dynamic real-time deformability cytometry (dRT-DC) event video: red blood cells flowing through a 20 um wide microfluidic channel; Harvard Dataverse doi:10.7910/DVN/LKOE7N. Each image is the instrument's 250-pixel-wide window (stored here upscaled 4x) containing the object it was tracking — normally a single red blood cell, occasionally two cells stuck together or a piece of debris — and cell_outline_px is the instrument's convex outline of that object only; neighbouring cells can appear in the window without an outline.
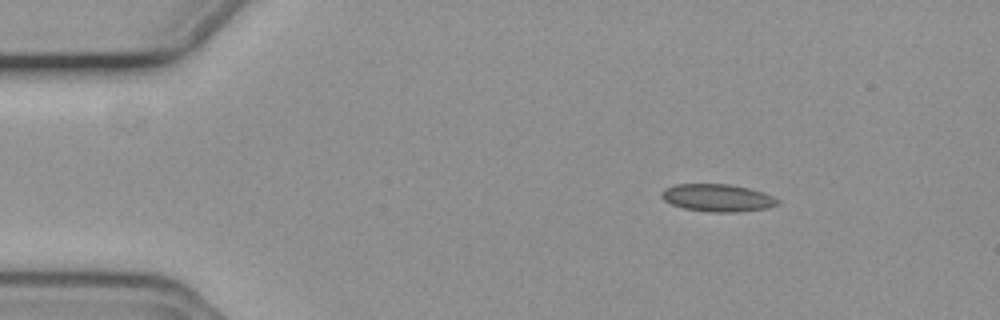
{"species": "common noctule bat (a hibernating species)", "species_latin": "Nyctalus noctula", "temperature_condition": "cold", "stored_images_in_passage": 17, "camera_frame_rate_fps": 3000, "um_per_image_px": 0.085, "animal": {"sex": "female", "body_mass_g": 19.3, "forearm_length_mm": 54.1}, "frame": {"image": 1, "passage_image": 1, "time_ms": 0.0, "image_size_px": [1000, 320], "cell_outline_px": [[780, 204], [768, 208], [736, 212], [712, 212], [684, 208], [672, 204], [664, 200], [660, 196], [660, 192], [664, 188], [676, 184], [728, 184], [748, 188], [764, 192], [780, 200]], "centroid_in_image_um": [61.0, 16.81], "position_along_channel_um": 24.0, "area_um2": 18.67}}
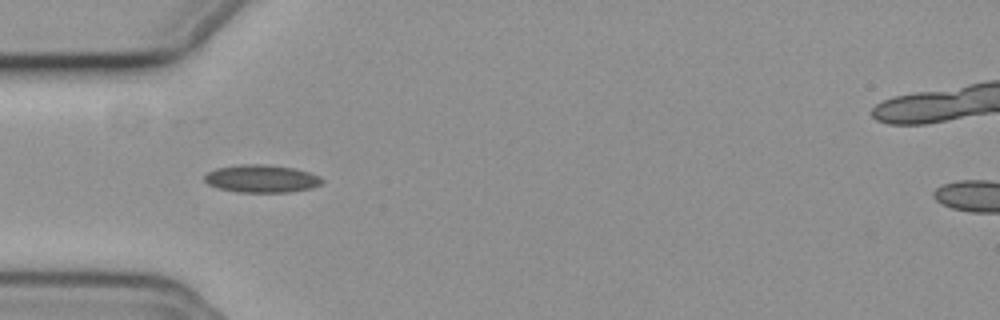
{"frame": {"image": 2, "passage_image": 10, "time_ms": 3.0, "image_size_px": [1000, 320], "cell_outline_px": [[324, 180], [320, 184], [312, 188], [288, 192], [236, 192], [220, 188], [208, 184], [204, 180], [204, 176], [208, 172], [216, 168], [240, 164], [268, 164], [292, 168], [308, 172], [320, 176]], "centroid_in_image_um": [22.23, 15.18], "position_along_channel_um": 62.8, "area_um2": 18.96}}
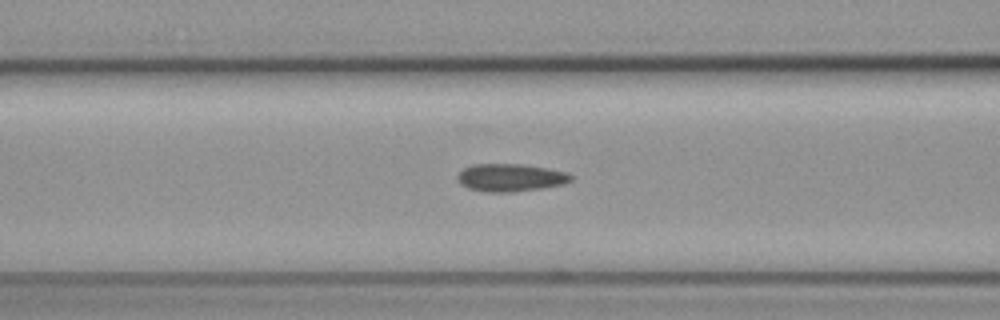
{"frame": {"image": 3, "passage_image": 15, "time_ms": 4.667, "image_size_px": [1000, 320], "cell_outline_px": [[572, 180], [564, 184], [540, 188], [512, 192], [484, 192], [468, 188], [460, 184], [456, 180], [456, 176], [464, 168], [472, 164], [524, 164], [548, 168], [568, 172], [572, 176]], "centroid_in_image_um": [43.37, 15.09], "position_along_channel_um": 123.2, "area_um2": 18.5}}